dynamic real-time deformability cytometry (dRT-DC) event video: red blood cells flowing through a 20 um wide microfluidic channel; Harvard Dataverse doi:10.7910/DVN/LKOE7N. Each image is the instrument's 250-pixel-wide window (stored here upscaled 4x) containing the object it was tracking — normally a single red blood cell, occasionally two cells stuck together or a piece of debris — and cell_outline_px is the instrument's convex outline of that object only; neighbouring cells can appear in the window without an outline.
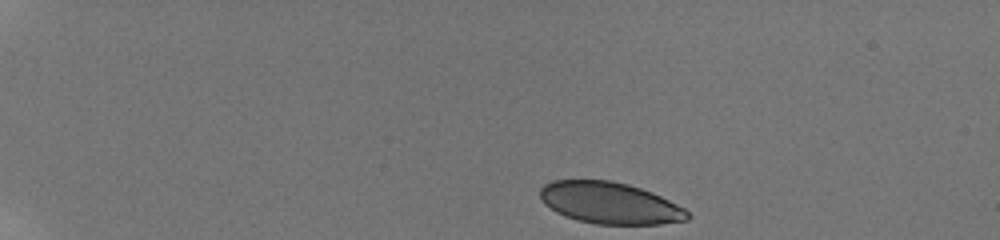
{"species": "human", "species_latin": "Homo sapiens", "temperature_condition": "room temperature", "stored_images_in_passage": 46, "camera_frame_rate_fps": 3000, "um_per_image_px": 0.085, "donor": {"sex": "male"}, "frame": {"image": 1, "passage_image": 1, "time_ms": 0.0, "image_size_px": [1000, 240], "cell_outline_px": [[692, 216], [688, 220], [660, 224], [596, 224], [580, 220], [556, 212], [544, 204], [540, 196], [540, 188], [544, 184], [552, 180], [608, 180], [628, 184], [652, 192], [684, 208]], "centroid_in_image_um": [51.84, 17.25], "position_along_channel_um": 33.2, "area_um2": 35.6}}
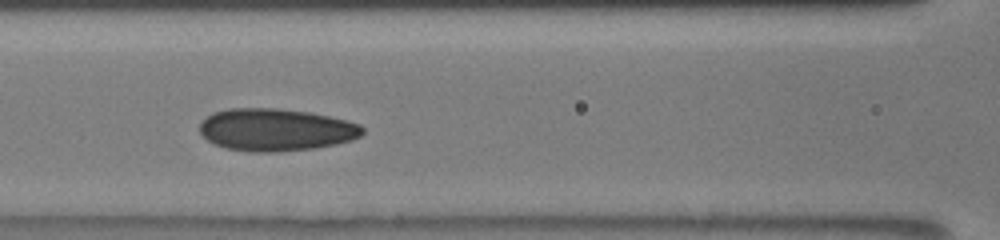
{"frame": {"image": 2, "passage_image": 18, "time_ms": 5.667, "image_size_px": [1000, 240], "cell_outline_px": [[364, 132], [360, 136], [352, 140], [336, 144], [316, 148], [276, 152], [252, 152], [224, 148], [208, 140], [200, 132], [200, 124], [208, 116], [216, 112], [228, 108], [280, 108], [308, 112], [328, 116], [360, 124], [364, 128]], "centroid_in_image_um": [23.47, 11.03], "position_along_channel_um": 143.1, "area_um2": 40.17}}
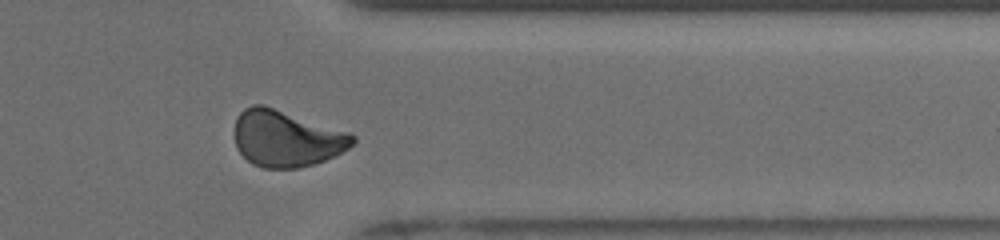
{"frame": {"image": 3, "passage_image": 38, "time_ms": 12.0, "image_size_px": [1000, 240], "cell_outline_px": [[356, 140], [348, 148], [324, 160], [300, 168], [264, 168], [252, 164], [236, 148], [236, 120], [240, 112], [244, 108], [252, 104], [264, 104], [348, 132], [356, 136]], "centroid_in_image_um": [24.33, 11.76], "position_along_channel_um": 387.1, "area_um2": 38.55}, "authors_computed_cell_mechanics": {"area_um2": 38.4948, "velocity_mm_per_s": 3.8757, "shape_relaxation_time_tau1_ms": null, "shape_relaxation_time_tau2_ms": 1.636, "deformation_change_tau1": null, "deformation_change_tau2": 0.0624}}